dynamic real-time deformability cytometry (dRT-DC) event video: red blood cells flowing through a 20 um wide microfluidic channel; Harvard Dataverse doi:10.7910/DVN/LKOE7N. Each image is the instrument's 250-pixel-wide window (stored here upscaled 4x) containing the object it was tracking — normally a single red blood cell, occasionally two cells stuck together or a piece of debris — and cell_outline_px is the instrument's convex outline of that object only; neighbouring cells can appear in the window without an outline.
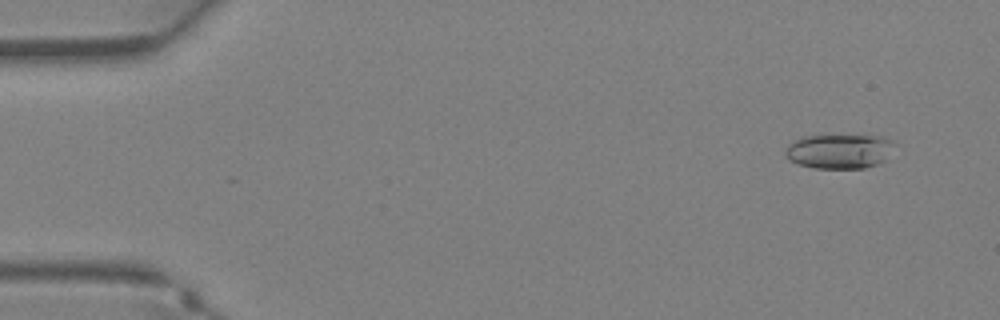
{"species": "Egyptian fruit bat (a non-hibernating species)", "species_latin": "Rousettus aegyptiacus", "temperature_condition": "warm", "stored_images_in_passage": 35, "camera_frame_rate_fps": 3000, "um_per_image_px": 0.085, "animal": {"sex": "female"}, "frame": {"image": 1, "passage_image": 3, "time_ms": 0.667, "image_size_px": [1000, 320], "cell_outline_px": [[896, 144], [884, 160], [876, 164], [864, 168], [812, 168], [796, 164], [788, 160], [784, 156], [784, 148], [792, 140], [800, 136], [880, 136]], "centroid_in_image_um": [71.24, 12.86], "position_along_channel_um": 13.8, "area_um2": 22.08}}
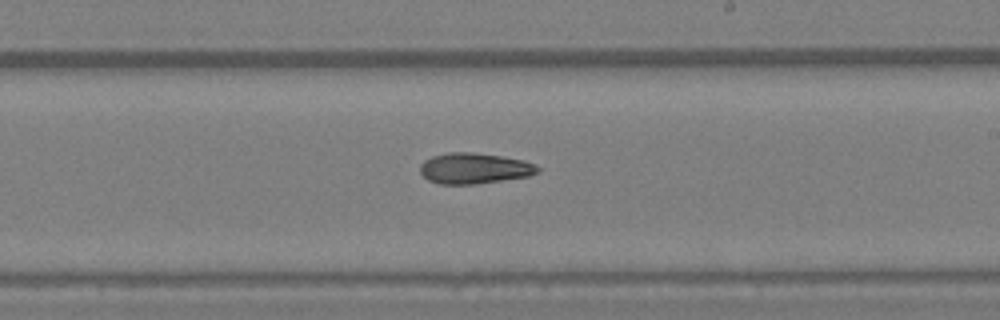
{"frame": {"image": 2, "passage_image": 22, "time_ms": 7.0, "image_size_px": [1000, 320], "cell_outline_px": [[540, 172], [528, 176], [472, 184], [440, 184], [428, 180], [420, 172], [420, 164], [424, 160], [432, 156], [448, 152], [472, 152], [500, 156], [524, 160], [540, 168]], "centroid_in_image_um": [40.28, 14.3], "position_along_channel_um": 248.7, "area_um2": 20.92}}
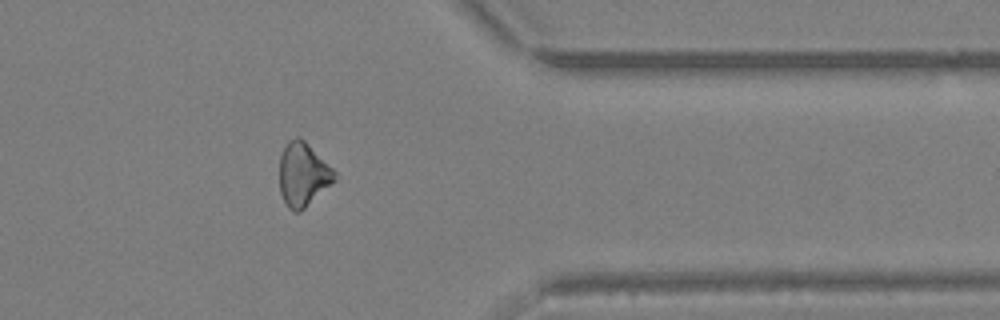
{"frame": {"image": 3, "passage_image": 30, "time_ms": 9.667, "image_size_px": [1000, 320], "cell_outline_px": [[336, 180], [300, 212], [292, 212], [288, 208], [280, 192], [280, 156], [288, 140], [296, 136], [300, 136], [336, 172]], "centroid_in_image_um": [25.75, 14.83], "position_along_channel_um": 385.7, "area_um2": 20.35}}